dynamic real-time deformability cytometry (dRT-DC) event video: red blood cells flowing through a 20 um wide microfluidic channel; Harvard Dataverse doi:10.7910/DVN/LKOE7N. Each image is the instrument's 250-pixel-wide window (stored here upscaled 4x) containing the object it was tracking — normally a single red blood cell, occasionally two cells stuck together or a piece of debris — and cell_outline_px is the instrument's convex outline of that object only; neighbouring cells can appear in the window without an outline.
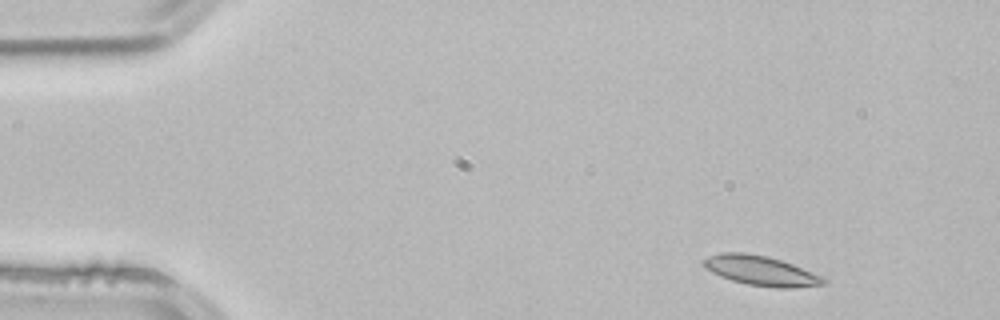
{"species": "common noctule bat (a hibernating species)", "species_latin": "Nyctalus noctula", "temperature_condition": "room temperature", "stored_images_in_passage": 3, "camera_frame_rate_fps": 3000, "um_per_image_px": 0.085, "animal": {"sex": "male", "body_mass_g": 21.5, "forearm_length_mm": 52.0}, "frame": {"image": 1, "passage_image": 1, "time_ms": 0.0, "image_size_px": [1000, 320], "cell_outline_px": [[828, 284], [792, 288], [776, 288], [748, 284], [732, 280], [720, 276], [704, 268], [704, 260], [708, 256], [720, 252], [744, 252], [768, 256], [792, 264], [824, 276], [828, 280]], "centroid_in_image_um": [64.72, 23.01], "position_along_channel_um": 20.3, "area_um2": 20.92}}
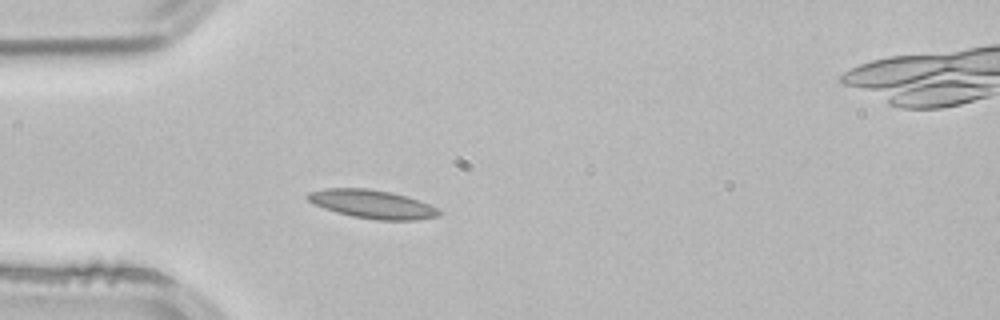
{"frame": {"image": 2, "passage_image": 3, "time_ms": 0.667, "image_size_px": [1000, 320], "cell_outline_px": [[440, 212], [436, 216], [416, 220], [376, 220], [352, 216], [336, 212], [312, 204], [304, 196], [308, 192], [324, 188], [368, 188], [392, 192], [408, 196], [428, 204], [436, 208]], "centroid_in_image_um": [31.57, 17.34], "position_along_channel_um": 53.4, "area_um2": 21.85}}